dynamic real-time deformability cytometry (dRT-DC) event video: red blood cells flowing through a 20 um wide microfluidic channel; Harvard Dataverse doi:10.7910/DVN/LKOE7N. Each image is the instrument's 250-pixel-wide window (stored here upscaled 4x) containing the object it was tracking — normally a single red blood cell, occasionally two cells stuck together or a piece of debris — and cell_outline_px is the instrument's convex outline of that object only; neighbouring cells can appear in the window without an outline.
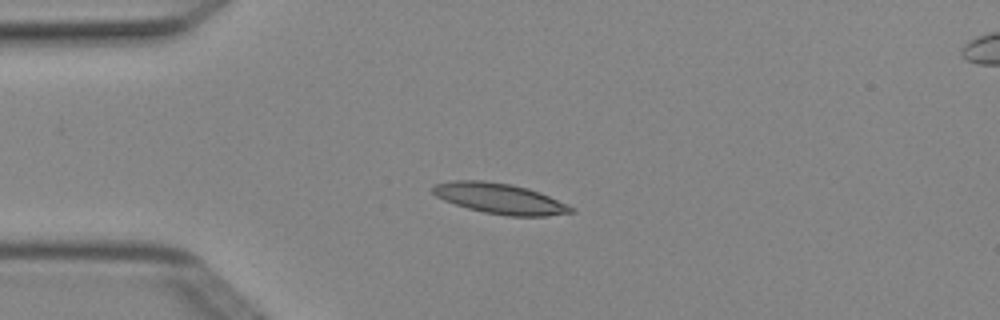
{"species": "Egyptian fruit bat (a non-hibernating species)", "species_latin": "Rousettus aegyptiacus", "temperature_condition": "cold", "stored_images_in_passage": 5, "camera_frame_rate_fps": 3000, "um_per_image_px": 0.085, "animal": {"sex": "female"}, "frame": {"image": 1, "passage_image": 3, "time_ms": 0.667, "image_size_px": [1000, 320], "cell_outline_px": [[576, 212], [548, 216], [508, 216], [484, 212], [468, 208], [444, 200], [436, 196], [432, 192], [432, 188], [436, 184], [452, 180], [484, 180], [512, 184], [528, 188], [540, 192], [576, 208]], "centroid_in_image_um": [42.52, 16.87], "position_along_channel_um": 42.5, "area_um2": 24.68}}
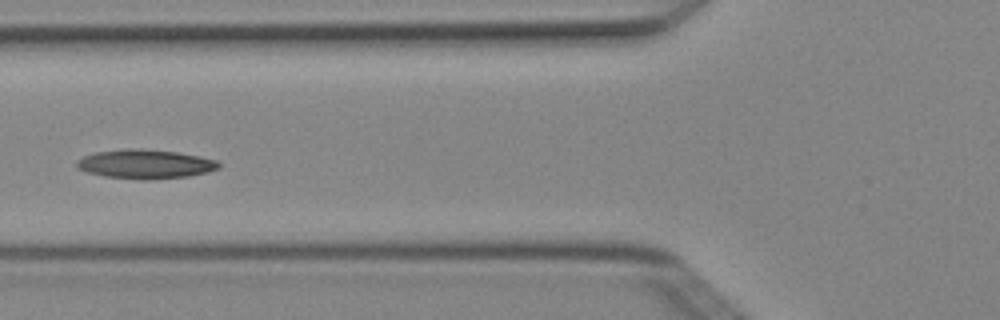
{"frame": {"image": 2, "passage_image": 5, "time_ms": 1.333, "image_size_px": [1000, 320], "cell_outline_px": [[220, 168], [208, 172], [188, 176], [148, 180], [144, 180], [104, 176], [88, 172], [76, 168], [76, 160], [92, 152], [124, 148], [140, 148], [176, 152], [200, 156], [216, 160], [220, 164]], "centroid_in_image_um": [12.32, 13.94], "position_along_channel_um": 113.5, "area_um2": 24.33}}